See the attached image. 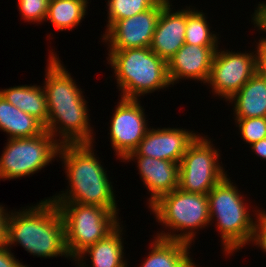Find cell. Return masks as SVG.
<instances>
[{"instance_id":"cb8c5ba5","label":"cell","mask_w":266,"mask_h":267,"mask_svg":"<svg viewBox=\"0 0 266 267\" xmlns=\"http://www.w3.org/2000/svg\"><path fill=\"white\" fill-rule=\"evenodd\" d=\"M107 3V31L116 21L124 18L133 17L142 13L153 6L157 5L161 0H106Z\"/></svg>"},{"instance_id":"d6986e66","label":"cell","mask_w":266,"mask_h":267,"mask_svg":"<svg viewBox=\"0 0 266 267\" xmlns=\"http://www.w3.org/2000/svg\"><path fill=\"white\" fill-rule=\"evenodd\" d=\"M227 101L234 104L233 118L266 117V80L256 72Z\"/></svg>"},{"instance_id":"3957f363","label":"cell","mask_w":266,"mask_h":267,"mask_svg":"<svg viewBox=\"0 0 266 267\" xmlns=\"http://www.w3.org/2000/svg\"><path fill=\"white\" fill-rule=\"evenodd\" d=\"M22 246L34 257H65L71 260L65 245L64 221L58 206L49 198L11 210L7 221V247Z\"/></svg>"},{"instance_id":"6da1fadb","label":"cell","mask_w":266,"mask_h":267,"mask_svg":"<svg viewBox=\"0 0 266 267\" xmlns=\"http://www.w3.org/2000/svg\"><path fill=\"white\" fill-rule=\"evenodd\" d=\"M49 52L42 84L48 110L45 129L60 145L94 144L95 134L88 113L90 109L83 91L61 63L59 55L53 49Z\"/></svg>"},{"instance_id":"44dd1931","label":"cell","mask_w":266,"mask_h":267,"mask_svg":"<svg viewBox=\"0 0 266 267\" xmlns=\"http://www.w3.org/2000/svg\"><path fill=\"white\" fill-rule=\"evenodd\" d=\"M0 130L7 139L30 138L42 134L45 126L35 117L21 111L0 94Z\"/></svg>"},{"instance_id":"2e32d148","label":"cell","mask_w":266,"mask_h":267,"mask_svg":"<svg viewBox=\"0 0 266 267\" xmlns=\"http://www.w3.org/2000/svg\"><path fill=\"white\" fill-rule=\"evenodd\" d=\"M172 6L169 2L162 9L150 45V49L165 61L185 43L186 7L174 11Z\"/></svg>"},{"instance_id":"8fae6325","label":"cell","mask_w":266,"mask_h":267,"mask_svg":"<svg viewBox=\"0 0 266 267\" xmlns=\"http://www.w3.org/2000/svg\"><path fill=\"white\" fill-rule=\"evenodd\" d=\"M140 99L121 98L115 105L110 120L108 135L114 155L122 162L130 153L134 152L145 137L148 120ZM117 106V107H116Z\"/></svg>"},{"instance_id":"30bf717a","label":"cell","mask_w":266,"mask_h":267,"mask_svg":"<svg viewBox=\"0 0 266 267\" xmlns=\"http://www.w3.org/2000/svg\"><path fill=\"white\" fill-rule=\"evenodd\" d=\"M255 50V51H254ZM257 72V42L253 51L233 52L218 48L207 85L215 97L227 102Z\"/></svg>"},{"instance_id":"83f0119b","label":"cell","mask_w":266,"mask_h":267,"mask_svg":"<svg viewBox=\"0 0 266 267\" xmlns=\"http://www.w3.org/2000/svg\"><path fill=\"white\" fill-rule=\"evenodd\" d=\"M251 22L254 25V28L257 29L258 32H265L266 33V2H259L257 4L254 13L251 14ZM260 43L266 44V36L260 37L259 39Z\"/></svg>"},{"instance_id":"f1b7e54d","label":"cell","mask_w":266,"mask_h":267,"mask_svg":"<svg viewBox=\"0 0 266 267\" xmlns=\"http://www.w3.org/2000/svg\"><path fill=\"white\" fill-rule=\"evenodd\" d=\"M0 267H29L20 262L11 252V248L0 246Z\"/></svg>"},{"instance_id":"7c38bea8","label":"cell","mask_w":266,"mask_h":267,"mask_svg":"<svg viewBox=\"0 0 266 267\" xmlns=\"http://www.w3.org/2000/svg\"><path fill=\"white\" fill-rule=\"evenodd\" d=\"M169 2L161 0L142 13L116 21L100 40L107 44L108 51L150 47L159 15Z\"/></svg>"},{"instance_id":"9c48e42d","label":"cell","mask_w":266,"mask_h":267,"mask_svg":"<svg viewBox=\"0 0 266 267\" xmlns=\"http://www.w3.org/2000/svg\"><path fill=\"white\" fill-rule=\"evenodd\" d=\"M211 140L208 135L199 133L183 155L178 179V188L182 191L207 195L227 175L220 162V149Z\"/></svg>"},{"instance_id":"d4e9b609","label":"cell","mask_w":266,"mask_h":267,"mask_svg":"<svg viewBox=\"0 0 266 267\" xmlns=\"http://www.w3.org/2000/svg\"><path fill=\"white\" fill-rule=\"evenodd\" d=\"M243 142L252 145L266 138V117L234 118Z\"/></svg>"},{"instance_id":"7a4b0ae2","label":"cell","mask_w":266,"mask_h":267,"mask_svg":"<svg viewBox=\"0 0 266 267\" xmlns=\"http://www.w3.org/2000/svg\"><path fill=\"white\" fill-rule=\"evenodd\" d=\"M95 144H63L58 150L59 160L68 180L65 191L49 197L53 202H73L110 209L117 215L116 194L107 168L94 152ZM101 161V162H100Z\"/></svg>"},{"instance_id":"f546056e","label":"cell","mask_w":266,"mask_h":267,"mask_svg":"<svg viewBox=\"0 0 266 267\" xmlns=\"http://www.w3.org/2000/svg\"><path fill=\"white\" fill-rule=\"evenodd\" d=\"M10 210L5 208V205L0 204V246H5L7 242V221Z\"/></svg>"},{"instance_id":"7402d4cb","label":"cell","mask_w":266,"mask_h":267,"mask_svg":"<svg viewBox=\"0 0 266 267\" xmlns=\"http://www.w3.org/2000/svg\"><path fill=\"white\" fill-rule=\"evenodd\" d=\"M89 0H50L45 21L53 25L56 30L72 31L82 23L88 13Z\"/></svg>"},{"instance_id":"9a60e30c","label":"cell","mask_w":266,"mask_h":267,"mask_svg":"<svg viewBox=\"0 0 266 267\" xmlns=\"http://www.w3.org/2000/svg\"><path fill=\"white\" fill-rule=\"evenodd\" d=\"M137 162L142 184L148 189V208L161 196L178 188L179 163L146 156H127L122 162Z\"/></svg>"},{"instance_id":"5bb4252c","label":"cell","mask_w":266,"mask_h":267,"mask_svg":"<svg viewBox=\"0 0 266 267\" xmlns=\"http://www.w3.org/2000/svg\"><path fill=\"white\" fill-rule=\"evenodd\" d=\"M219 46L184 45L167 61L172 86L181 80H197L206 84L213 57Z\"/></svg>"},{"instance_id":"52a82bcc","label":"cell","mask_w":266,"mask_h":267,"mask_svg":"<svg viewBox=\"0 0 266 267\" xmlns=\"http://www.w3.org/2000/svg\"><path fill=\"white\" fill-rule=\"evenodd\" d=\"M54 203L63 217L65 245L72 260L123 223L115 212L100 206L73 202Z\"/></svg>"},{"instance_id":"5b68a950","label":"cell","mask_w":266,"mask_h":267,"mask_svg":"<svg viewBox=\"0 0 266 267\" xmlns=\"http://www.w3.org/2000/svg\"><path fill=\"white\" fill-rule=\"evenodd\" d=\"M106 55L121 98L140 99L142 95L171 87L167 61L150 47L108 51Z\"/></svg>"},{"instance_id":"ba28073f","label":"cell","mask_w":266,"mask_h":267,"mask_svg":"<svg viewBox=\"0 0 266 267\" xmlns=\"http://www.w3.org/2000/svg\"><path fill=\"white\" fill-rule=\"evenodd\" d=\"M59 147L46 130L30 138L7 139L0 155V180H16L38 173L55 161Z\"/></svg>"},{"instance_id":"ffe728a7","label":"cell","mask_w":266,"mask_h":267,"mask_svg":"<svg viewBox=\"0 0 266 267\" xmlns=\"http://www.w3.org/2000/svg\"><path fill=\"white\" fill-rule=\"evenodd\" d=\"M0 94L21 111L35 117L44 126L47 125L48 110L43 86L37 84L18 85L0 89Z\"/></svg>"},{"instance_id":"484cf974","label":"cell","mask_w":266,"mask_h":267,"mask_svg":"<svg viewBox=\"0 0 266 267\" xmlns=\"http://www.w3.org/2000/svg\"><path fill=\"white\" fill-rule=\"evenodd\" d=\"M19 14L25 22L44 23L48 12L49 0H17Z\"/></svg>"},{"instance_id":"8992f818","label":"cell","mask_w":266,"mask_h":267,"mask_svg":"<svg viewBox=\"0 0 266 267\" xmlns=\"http://www.w3.org/2000/svg\"><path fill=\"white\" fill-rule=\"evenodd\" d=\"M149 209L156 222L165 229L168 227V232L155 235L158 238L192 245L199 229H206L210 225L208 197L205 194L188 193L176 188L161 196Z\"/></svg>"},{"instance_id":"4dcf8cb0","label":"cell","mask_w":266,"mask_h":267,"mask_svg":"<svg viewBox=\"0 0 266 267\" xmlns=\"http://www.w3.org/2000/svg\"><path fill=\"white\" fill-rule=\"evenodd\" d=\"M257 72L266 80V44L257 43Z\"/></svg>"},{"instance_id":"1f68e13d","label":"cell","mask_w":266,"mask_h":267,"mask_svg":"<svg viewBox=\"0 0 266 267\" xmlns=\"http://www.w3.org/2000/svg\"><path fill=\"white\" fill-rule=\"evenodd\" d=\"M257 157L266 160V138L259 140L258 142L249 146Z\"/></svg>"},{"instance_id":"277c9868","label":"cell","mask_w":266,"mask_h":267,"mask_svg":"<svg viewBox=\"0 0 266 267\" xmlns=\"http://www.w3.org/2000/svg\"><path fill=\"white\" fill-rule=\"evenodd\" d=\"M228 177L227 174L207 194L210 225L216 220L214 225L218 235L220 234L222 251L227 257L249 245L253 235L254 217L259 210L256 206V210H252L255 212L254 216L250 214L246 197L236 183L232 182L234 180Z\"/></svg>"},{"instance_id":"4fadbf2b","label":"cell","mask_w":266,"mask_h":267,"mask_svg":"<svg viewBox=\"0 0 266 267\" xmlns=\"http://www.w3.org/2000/svg\"><path fill=\"white\" fill-rule=\"evenodd\" d=\"M185 128H151L147 130L136 150L128 156H146L180 164L189 145L198 136Z\"/></svg>"},{"instance_id":"603a6c76","label":"cell","mask_w":266,"mask_h":267,"mask_svg":"<svg viewBox=\"0 0 266 267\" xmlns=\"http://www.w3.org/2000/svg\"><path fill=\"white\" fill-rule=\"evenodd\" d=\"M190 7L192 5L186 6L185 43L198 46H219L220 34L211 30L203 10L201 12L195 7Z\"/></svg>"},{"instance_id":"ac0fdd59","label":"cell","mask_w":266,"mask_h":267,"mask_svg":"<svg viewBox=\"0 0 266 267\" xmlns=\"http://www.w3.org/2000/svg\"><path fill=\"white\" fill-rule=\"evenodd\" d=\"M153 238L149 243L151 252H148L140 267H198L190 257V244L155 236Z\"/></svg>"},{"instance_id":"e0dca14e","label":"cell","mask_w":266,"mask_h":267,"mask_svg":"<svg viewBox=\"0 0 266 267\" xmlns=\"http://www.w3.org/2000/svg\"><path fill=\"white\" fill-rule=\"evenodd\" d=\"M123 224H119L105 238L82 251L75 261L76 267H129L124 253ZM90 257L87 259V257ZM125 258V259H124ZM88 261V262H86ZM90 264H86L89 263ZM91 265V266H90ZM128 265V266H127Z\"/></svg>"},{"instance_id":"4316f807","label":"cell","mask_w":266,"mask_h":267,"mask_svg":"<svg viewBox=\"0 0 266 267\" xmlns=\"http://www.w3.org/2000/svg\"><path fill=\"white\" fill-rule=\"evenodd\" d=\"M250 244L256 245L262 249V252H266V211L262 208L257 211Z\"/></svg>"}]
</instances>
